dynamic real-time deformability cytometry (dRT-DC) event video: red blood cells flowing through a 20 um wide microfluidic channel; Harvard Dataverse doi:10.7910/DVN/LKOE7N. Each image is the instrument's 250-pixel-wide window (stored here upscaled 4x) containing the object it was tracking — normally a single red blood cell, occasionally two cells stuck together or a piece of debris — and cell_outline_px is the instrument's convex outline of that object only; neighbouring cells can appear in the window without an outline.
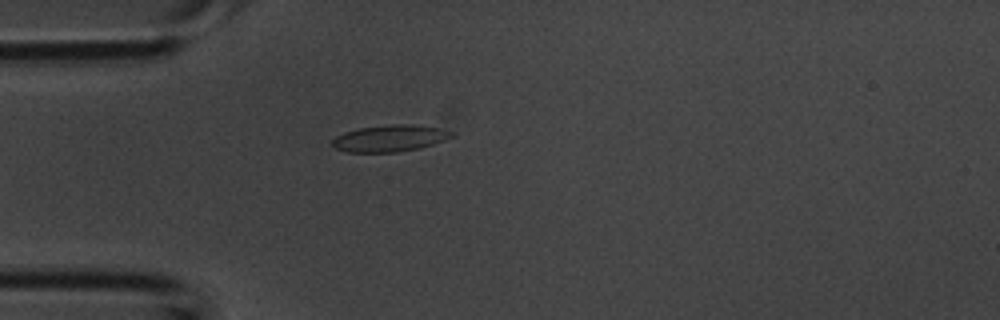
{"species": "common noctule bat (a hibernating species)", "species_latin": "Nyctalus noctula", "temperature_condition": "room temperature", "stored_images_in_passage": 32, "camera_frame_rate_fps": 3000, "um_per_image_px": 0.085, "animal": {"sex": "male", "body_mass_g": 20.1, "forearm_length_mm": 53.5}, "frame": {"image": 1, "passage_image": 1, "time_ms": 0.0, "image_size_px": [1000, 320], "cell_outline_px": [[452, 136], [444, 140], [420, 148], [396, 152], [348, 152], [336, 148], [332, 144], [332, 140], [336, 136], [344, 132], [360, 128], [392, 124], [412, 124], [436, 128], [452, 132]], "centroid_in_image_um": [33.09, 11.76], "position_along_channel_um": 51.9, "area_um2": 18.21}}
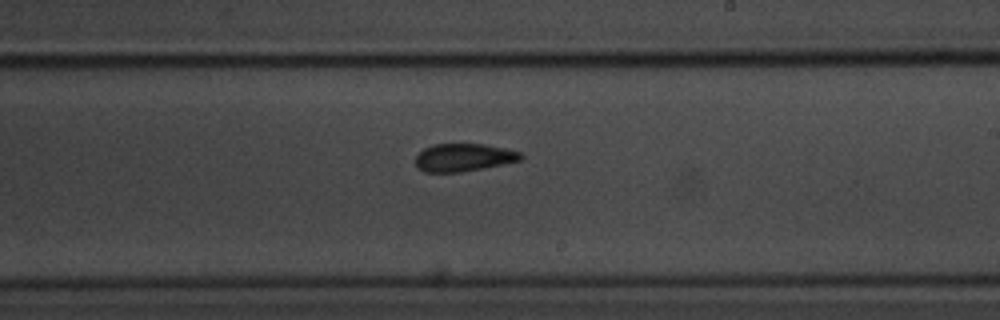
{"frame": {"image": 2, "passage_image": 14, "time_ms": 4.333, "image_size_px": [1000, 320], "cell_outline_px": [[524, 156], [520, 160], [460, 172], [424, 172], [416, 168], [416, 156], [424, 148], [436, 144], [484, 144], [504, 148], [520, 152]], "centroid_in_image_um": [39.37, 13.38], "position_along_channel_um": 249.6, "area_um2": 16.82}}
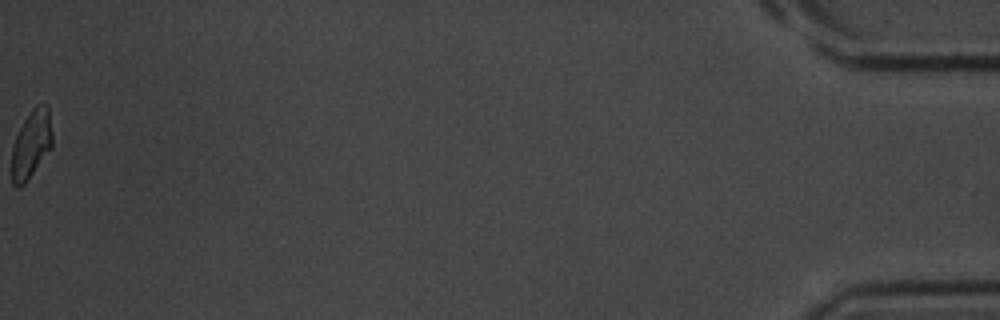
{"frame": {"image": 3, "passage_image": 32, "time_ms": 10.333, "image_size_px": [1000, 320], "cell_outline_px": [[52, 148], [28, 180], [24, 184], [12, 184], [12, 148], [16, 136], [24, 120], [32, 108], [36, 104], [48, 108], [52, 136]], "centroid_in_image_um": [2.66, 12.27], "position_along_channel_um": 432.5, "area_um2": 15.78}}